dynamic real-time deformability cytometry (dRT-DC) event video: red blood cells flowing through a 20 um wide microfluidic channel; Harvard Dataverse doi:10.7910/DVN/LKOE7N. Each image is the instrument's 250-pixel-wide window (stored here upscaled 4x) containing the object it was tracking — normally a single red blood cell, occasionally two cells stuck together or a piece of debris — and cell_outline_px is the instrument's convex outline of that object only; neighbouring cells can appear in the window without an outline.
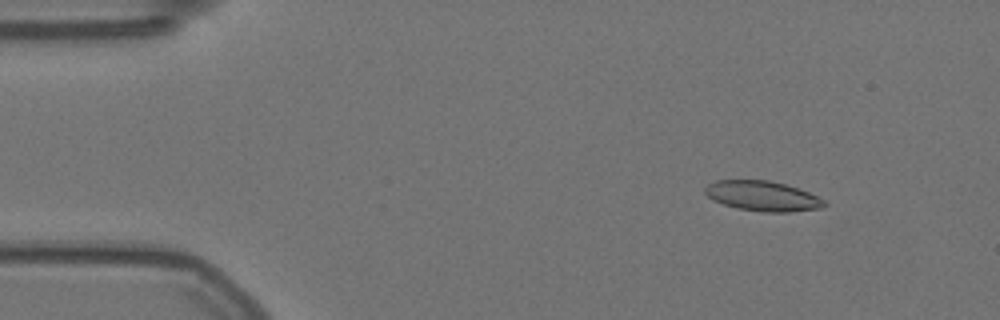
{"species": "Egyptian fruit bat (a non-hibernating species)", "species_latin": "Rousettus aegyptiacus", "temperature_condition": "warm", "stored_images_in_passage": 57, "camera_frame_rate_fps": 3000, "um_per_image_px": 0.085, "animal": {"sex": "female"}, "frame": {"image": 1, "passage_image": 7, "time_ms": 2.0, "image_size_px": [1000, 320], "cell_outline_px": [[828, 204], [824, 208], [788, 212], [764, 212], [736, 208], [712, 200], [704, 192], [704, 188], [708, 184], [716, 180], [768, 180], [800, 188], [824, 200]], "centroid_in_image_um": [64.83, 16.66], "position_along_channel_um": 20.2, "area_um2": 20.98}}
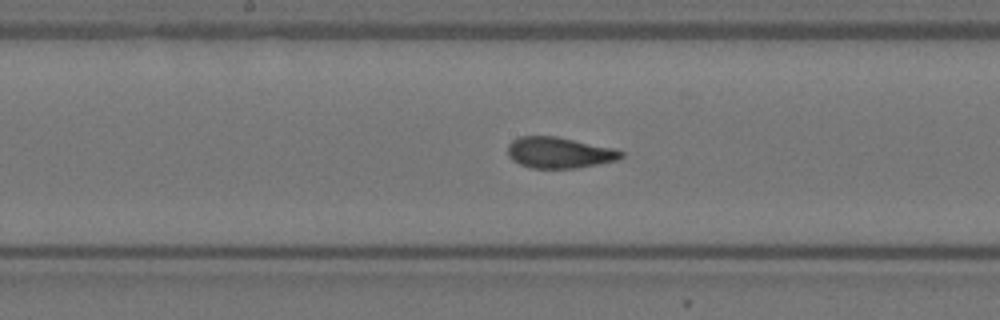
{"frame": {"image": 2, "passage_image": 29, "time_ms": 9.333, "image_size_px": [1000, 320], "cell_outline_px": [[624, 156], [616, 160], [600, 164], [576, 168], [532, 168], [520, 164], [512, 160], [508, 156], [508, 144], [512, 140], [520, 136], [556, 136], [612, 148], [624, 152]], "centroid_in_image_um": [47.51, 12.98], "position_along_channel_um": 200.7, "area_um2": 20.46}}
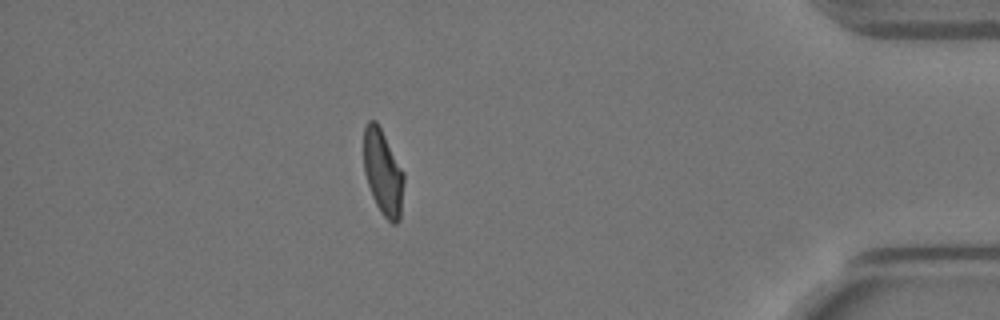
{"frame": {"image": 3, "passage_image": 50, "time_ms": 16.333, "image_size_px": [1000, 320], "cell_outline_px": [[404, 180], [400, 220], [396, 224], [392, 224], [380, 212], [372, 196], [364, 172], [364, 128], [368, 120], [376, 120], [404, 172]], "centroid_in_image_um": [32.56, 14.68], "position_along_channel_um": 402.6, "area_um2": 19.94}, "authors_computed_cell_mechanics": {"area_um2": 20.519, "velocity_mm_per_s": 3.5453, "shape_relaxation_time_tau1_ms": 8.4226, "shape_relaxation_time_tau2_ms": 0.9175, "deformation_change_tau1": 0.1846, "deformation_change_tau2": 0.063}}